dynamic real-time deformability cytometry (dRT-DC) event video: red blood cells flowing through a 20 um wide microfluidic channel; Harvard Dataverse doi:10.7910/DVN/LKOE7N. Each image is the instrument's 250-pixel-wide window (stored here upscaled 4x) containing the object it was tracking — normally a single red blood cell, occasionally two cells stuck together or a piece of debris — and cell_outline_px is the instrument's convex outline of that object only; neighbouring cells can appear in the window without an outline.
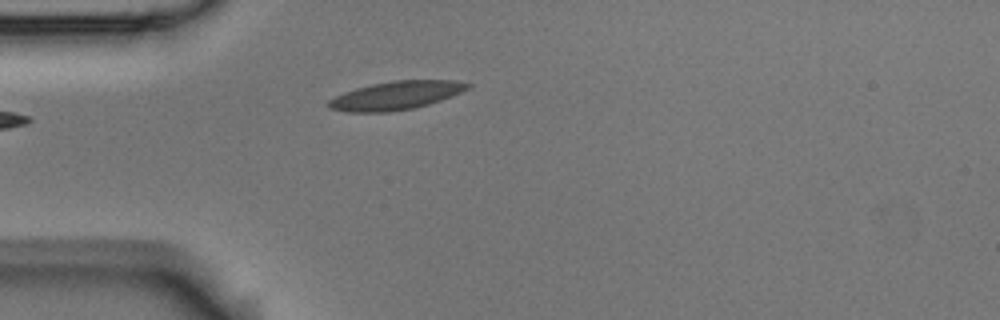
{"species": "Egyptian fruit bat (a non-hibernating species)", "species_latin": "Rousettus aegyptiacus", "temperature_condition": "room temperature", "stored_images_in_passage": 3, "camera_frame_rate_fps": 3000, "um_per_image_px": 0.085, "animal": {"sex": "male"}, "frame": {"image": 1, "passage_image": 3, "time_ms": 0.667, "image_size_px": [1000, 320], "cell_outline_px": [[472, 84], [468, 88], [460, 92], [440, 100], [428, 104], [412, 108], [388, 112], [348, 112], [328, 108], [328, 100], [344, 92], [356, 88], [372, 84], [392, 80], [452, 80]], "centroid_in_image_um": [33.62, 8.11], "position_along_channel_um": 51.4, "area_um2": 22.77}}